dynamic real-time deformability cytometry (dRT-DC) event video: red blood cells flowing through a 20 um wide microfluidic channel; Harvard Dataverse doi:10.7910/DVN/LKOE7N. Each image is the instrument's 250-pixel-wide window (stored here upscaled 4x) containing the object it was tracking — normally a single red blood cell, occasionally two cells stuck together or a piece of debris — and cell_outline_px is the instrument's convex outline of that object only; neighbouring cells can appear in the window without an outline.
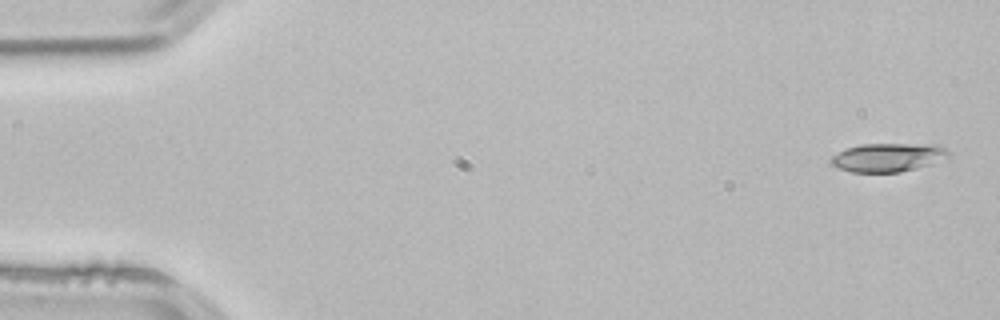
{"species": "common noctule bat (a hibernating species)", "species_latin": "Nyctalus noctula", "temperature_condition": "room temperature", "stored_images_in_passage": 3, "camera_frame_rate_fps": 3000, "um_per_image_px": 0.085, "animal": {"sex": "male", "body_mass_g": 21.5, "forearm_length_mm": 52.0}, "frame": {"image": 1, "passage_image": 1, "time_ms": 0.0, "image_size_px": [1000, 320], "cell_outline_px": [[952, 152], [948, 156], [932, 164], [900, 172], [852, 172], [840, 168], [832, 164], [828, 160], [832, 156], [848, 148], [864, 144], [936, 144]], "centroid_in_image_um": [75.51, 13.38], "position_along_channel_um": 9.5, "area_um2": 19.42}}
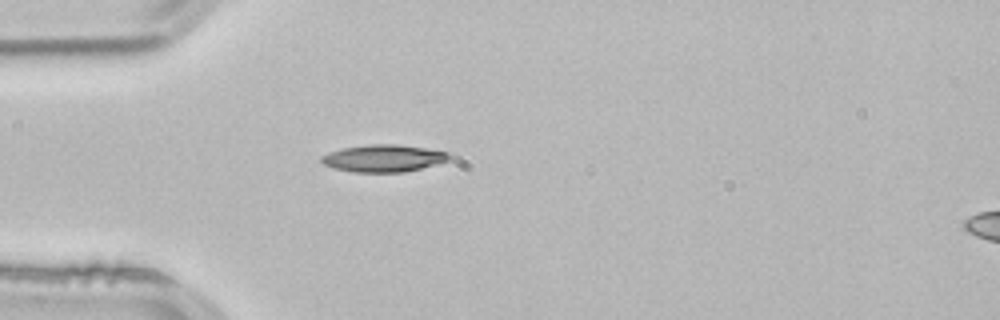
{"frame": {"image": 2, "passage_image": 3, "time_ms": 0.667, "image_size_px": [1000, 320], "cell_outline_px": [[456, 156], [452, 160], [404, 172], [352, 172], [332, 168], [324, 164], [320, 160], [320, 156], [328, 152], [344, 148], [372, 144], [396, 144], [424, 148], [448, 152]], "centroid_in_image_um": [32.63, 13.45], "position_along_channel_um": 52.4, "area_um2": 20.4}}